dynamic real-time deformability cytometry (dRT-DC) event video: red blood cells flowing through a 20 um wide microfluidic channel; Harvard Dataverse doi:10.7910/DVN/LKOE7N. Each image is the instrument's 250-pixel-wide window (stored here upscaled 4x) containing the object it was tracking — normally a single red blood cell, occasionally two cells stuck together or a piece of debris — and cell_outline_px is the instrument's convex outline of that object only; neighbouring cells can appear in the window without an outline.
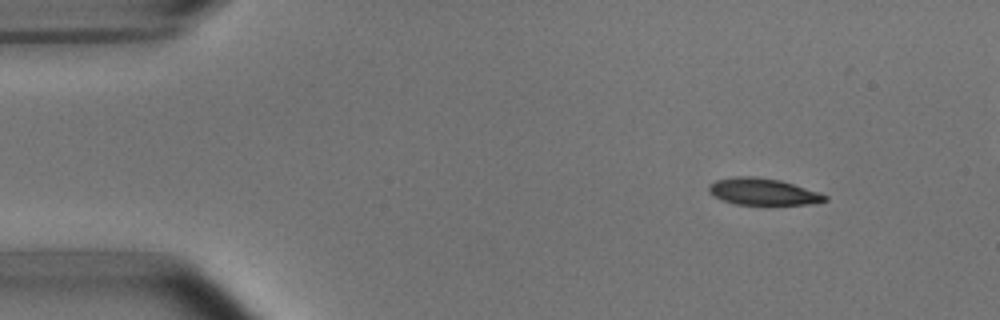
{"species": "common noctule bat (a hibernating species)", "species_latin": "Nyctalus noctula", "temperature_condition": "room temperature", "stored_images_in_passage": 5, "camera_frame_rate_fps": 3000, "um_per_image_px": 0.085, "animal": {"sex": "male", "body_mass_g": 15.6}, "frame": {"image": 1, "passage_image": 1, "time_ms": 0.0, "image_size_px": [1000, 320], "cell_outline_px": [[828, 200], [808, 204], [736, 204], [724, 200], [708, 192], [708, 184], [716, 180], [736, 176], [756, 176], [780, 180], [828, 196]], "centroid_in_image_um": [64.8, 16.28], "position_along_channel_um": 20.2, "area_um2": 17.74}}